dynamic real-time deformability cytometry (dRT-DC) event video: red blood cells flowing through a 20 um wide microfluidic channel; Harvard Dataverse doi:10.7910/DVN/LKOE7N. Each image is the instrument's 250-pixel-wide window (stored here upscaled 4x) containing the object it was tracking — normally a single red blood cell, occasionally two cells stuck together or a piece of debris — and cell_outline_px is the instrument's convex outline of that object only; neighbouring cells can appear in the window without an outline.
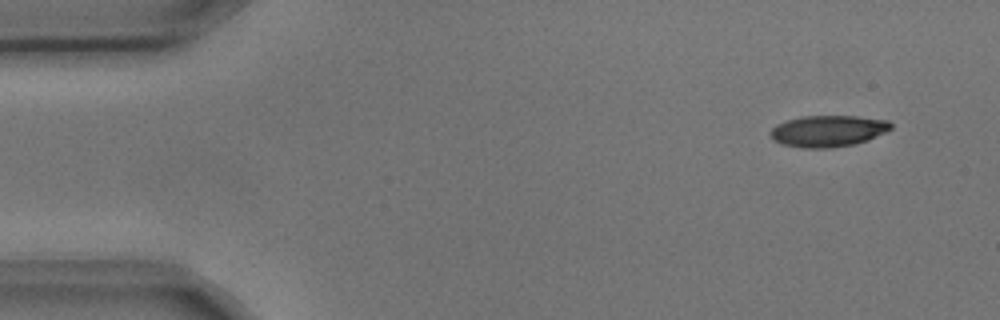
{"species": "common noctule bat (a hibernating species)", "species_latin": "Nyctalus noctula", "temperature_condition": "cold", "stored_images_in_passage": 5, "segment_of_instrument_passage": [1, 2], "camera_frame_rate_fps": 3000, "um_per_image_px": 0.085, "animal": {"sex": "male", "body_mass_g": 17.9, "forearm_length_mm": 54.2}, "frame": {"image": 1, "passage_image": 1, "time_ms": 0.0, "image_size_px": [1000, 320], "cell_outline_px": [[892, 128], [868, 140], [856, 144], [832, 148], [804, 148], [784, 144], [776, 140], [768, 132], [776, 124], [788, 120], [804, 116], [856, 116], [888, 120], [892, 124]], "centroid_in_image_um": [70.41, 11.13], "position_along_channel_um": 14.6, "area_um2": 21.96}}
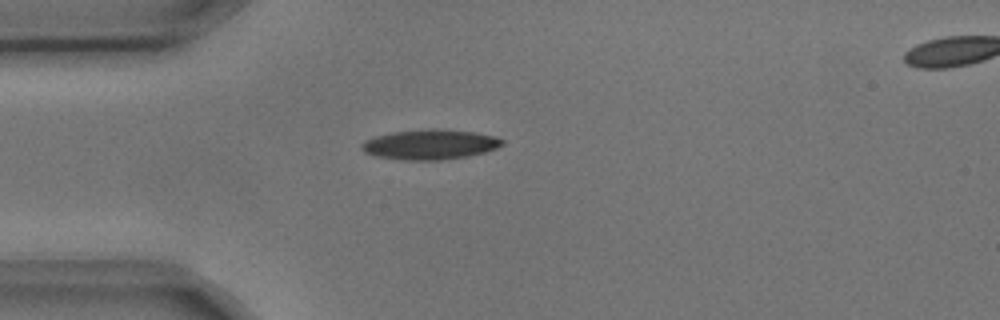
{"frame": {"image": 2, "passage_image": 4, "time_ms": 1.0, "image_size_px": [1000, 320], "cell_outline_px": [[504, 144], [496, 148], [484, 152], [468, 156], [440, 160], [404, 160], [376, 156], [364, 152], [360, 148], [360, 144], [364, 140], [376, 136], [392, 132], [432, 128], [476, 132], [496, 136], [504, 140]], "centroid_in_image_um": [36.55, 12.27], "position_along_channel_um": 48.5, "area_um2": 24.68}}